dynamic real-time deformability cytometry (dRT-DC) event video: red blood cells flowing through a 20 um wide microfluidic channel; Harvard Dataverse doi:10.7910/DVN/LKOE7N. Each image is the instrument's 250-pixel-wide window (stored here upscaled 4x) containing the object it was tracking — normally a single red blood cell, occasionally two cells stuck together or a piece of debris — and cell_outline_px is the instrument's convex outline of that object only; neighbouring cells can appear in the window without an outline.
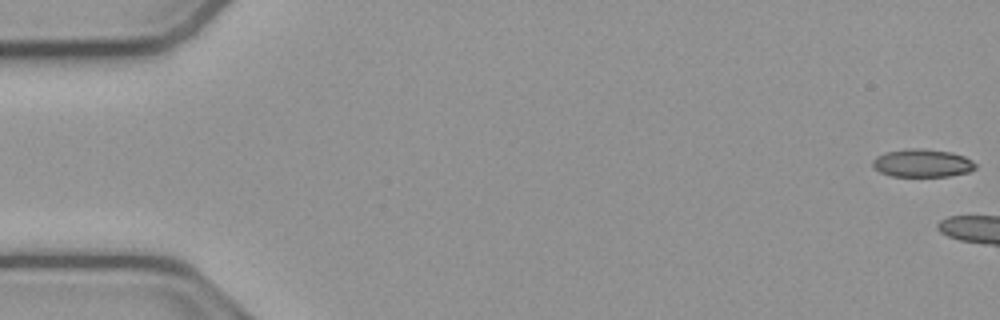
{"species": "common noctule bat (a hibernating species)", "species_latin": "Nyctalus noctula", "temperature_condition": "cold", "stored_images_in_passage": 4, "camera_frame_rate_fps": 3000, "um_per_image_px": 0.085, "animal": {"sex": "male", "body_mass_g": 23.1, "forearm_length_mm": 52.7}, "frame": {"image": 1, "passage_image": 1, "time_ms": 0.0, "image_size_px": [1000, 320], "cell_outline_px": [[976, 168], [968, 172], [948, 176], [892, 176], [880, 172], [872, 168], [872, 160], [876, 156], [884, 152], [908, 148], [920, 148], [952, 152], [964, 156], [972, 160], [976, 164]], "centroid_in_image_um": [78.37, 13.85], "position_along_channel_um": 6.6, "area_um2": 16.94}}